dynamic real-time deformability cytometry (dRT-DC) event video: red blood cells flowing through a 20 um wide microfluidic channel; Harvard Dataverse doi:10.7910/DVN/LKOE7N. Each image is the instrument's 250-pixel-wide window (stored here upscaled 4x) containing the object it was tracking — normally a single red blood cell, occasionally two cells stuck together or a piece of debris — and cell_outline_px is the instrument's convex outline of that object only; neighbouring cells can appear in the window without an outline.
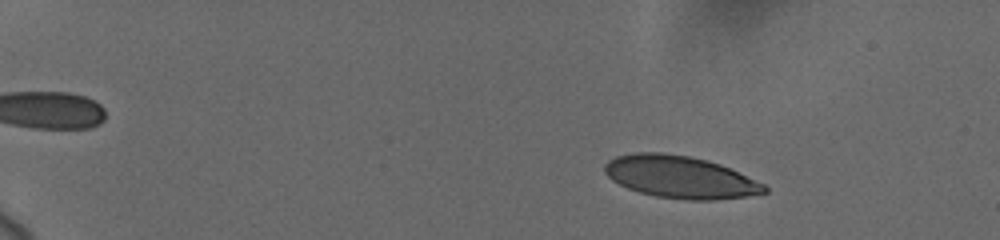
{"species": "human", "species_latin": "Homo sapiens", "temperature_condition": "cold", "stored_images_in_passage": 35, "camera_frame_rate_fps": 3000, "um_per_image_px": 0.085, "donor": {"sex": "female"}, "frame": {"image": 1, "passage_image": 6, "time_ms": 2.667, "image_size_px": [1000, 240], "cell_outline_px": [[768, 192], [744, 196], [716, 200], [688, 200], [656, 196], [640, 192], [628, 188], [612, 180], [604, 172], [604, 164], [608, 160], [616, 156], [636, 152], [664, 152], [688, 156], [720, 164], [764, 184], [768, 188]], "centroid_in_image_um": [57.78, 15.04], "position_along_channel_um": 27.2, "area_um2": 39.07}}
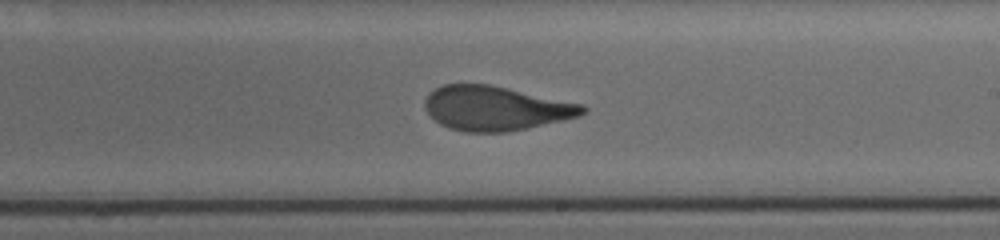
{"frame": {"image": 2, "passage_image": 23, "time_ms": 12.0, "image_size_px": [1000, 240], "cell_outline_px": [[588, 108], [580, 116], [564, 120], [528, 128], [508, 132], [464, 132], [448, 128], [440, 124], [424, 108], [424, 100], [428, 92], [444, 84], [488, 84], [584, 104]], "centroid_in_image_um": [42.12, 9.21], "position_along_channel_um": 246.9, "area_um2": 40.92}}
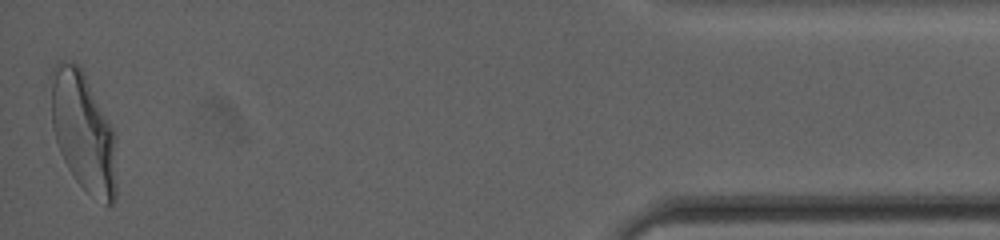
{"frame": {"image": 3, "passage_image": 35, "time_ms": 18.667, "image_size_px": [1000, 240], "cell_outline_px": [[116, 200], [108, 208], [88, 192], [76, 180], [68, 168], [60, 152], [52, 128], [48, 76], [56, 60], [60, 60], [76, 64], [84, 72], [116, 136]], "centroid_in_image_um": [7.06, 11.18], "position_along_channel_um": 428.1, "area_um2": 46.36}, "authors_computed_cell_mechanics": {"area_um2": 40.9802, "velocity_mm_per_s": 3.6796, "shape_relaxation_time_tau1_ms": 4.1403, "shape_relaxation_time_tau2_ms": 0.8231, "deformation_change_tau1": 0.1756, "deformation_change_tau2": 0.0616}}